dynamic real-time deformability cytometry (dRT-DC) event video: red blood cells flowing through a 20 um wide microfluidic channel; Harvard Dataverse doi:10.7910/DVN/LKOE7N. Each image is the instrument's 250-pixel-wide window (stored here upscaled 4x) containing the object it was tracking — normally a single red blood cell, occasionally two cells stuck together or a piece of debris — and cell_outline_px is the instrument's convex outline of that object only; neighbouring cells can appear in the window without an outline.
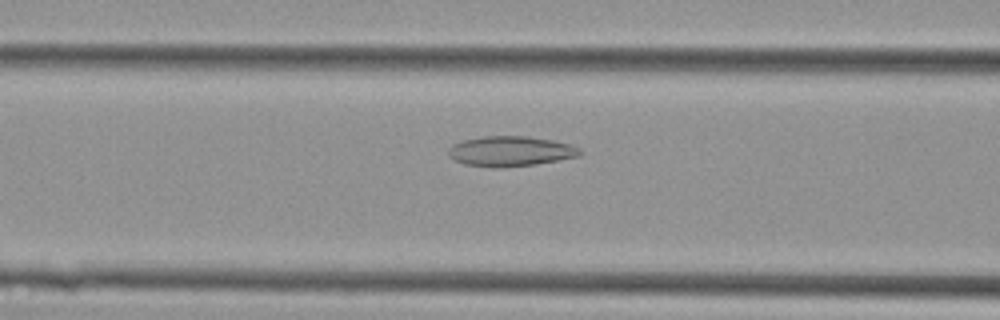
{"species": "Egyptian fruit bat (a non-hibernating species)", "species_latin": "Rousettus aegyptiacus", "temperature_condition": "cold", "stored_images_in_passage": 34, "camera_frame_rate_fps": 3000, "um_per_image_px": 0.085, "animal": {"sex": "female"}, "frame": {"image": 1, "passage_image": 12, "time_ms": 3.667, "image_size_px": [1000, 320], "cell_outline_px": [[584, 152], [580, 156], [536, 164], [500, 168], [496, 168], [464, 164], [448, 156], [448, 148], [452, 144], [464, 140], [480, 136], [528, 136], [552, 140], [572, 144], [580, 148]], "centroid_in_image_um": [43.41, 12.85], "position_along_channel_um": 123.2, "area_um2": 23.35}}
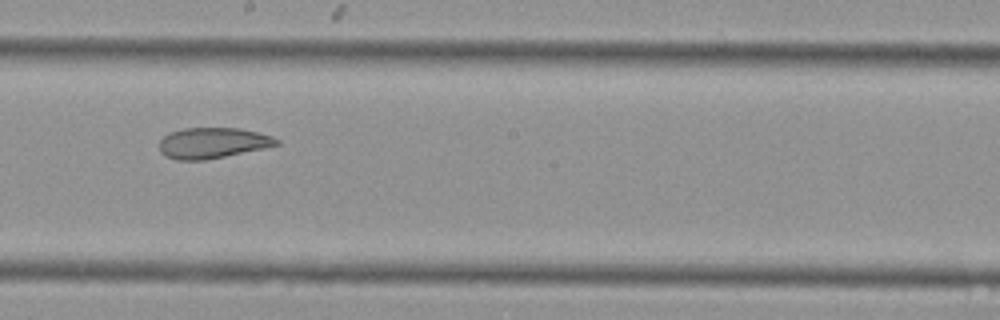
{"frame": {"image": 2, "passage_image": 19, "time_ms": 6.0, "image_size_px": [1000, 320], "cell_outline_px": [[280, 144], [264, 148], [204, 160], [176, 160], [164, 156], [160, 152], [160, 140], [168, 132], [184, 128], [240, 128], [272, 136], [280, 140]], "centroid_in_image_um": [18.04, 12.15], "position_along_channel_um": 230.2, "area_um2": 20.98}}
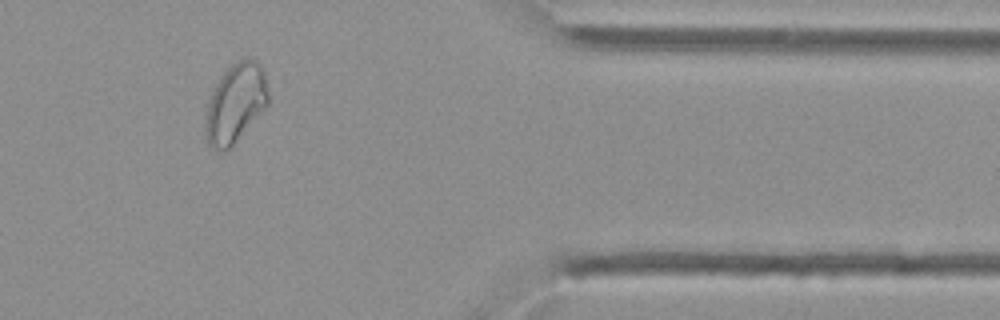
{"frame": {"image": 3, "passage_image": 31, "time_ms": 10.0, "image_size_px": [1000, 320], "cell_outline_px": [[268, 104], [232, 144], [224, 152], [220, 152], [212, 148], [208, 144], [204, 136], [204, 116], [208, 100], [216, 84], [224, 72], [232, 64], [244, 56], [248, 56], [256, 60], [264, 68], [268, 84]], "centroid_in_image_um": [19.99, 8.74], "position_along_channel_um": 391.4, "area_um2": 29.19}}